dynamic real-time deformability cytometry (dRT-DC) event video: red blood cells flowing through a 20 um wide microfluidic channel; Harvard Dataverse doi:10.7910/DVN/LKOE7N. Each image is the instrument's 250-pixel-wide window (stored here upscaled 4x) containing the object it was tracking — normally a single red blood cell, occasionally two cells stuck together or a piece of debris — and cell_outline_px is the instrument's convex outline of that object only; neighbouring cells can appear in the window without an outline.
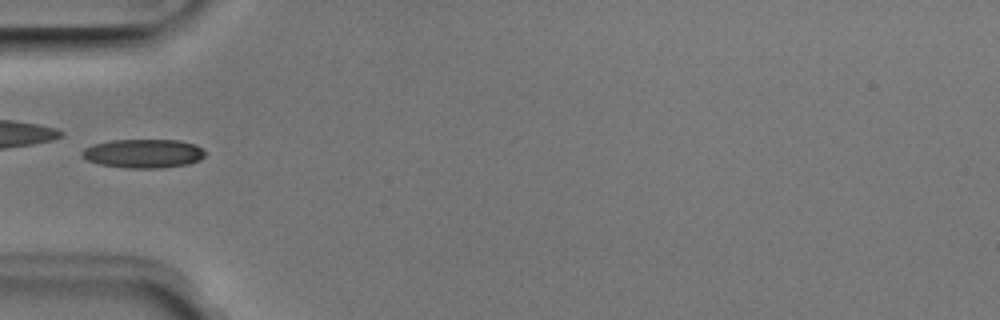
{"species": "Egyptian fruit bat (a non-hibernating species)", "species_latin": "Rousettus aegyptiacus", "temperature_condition": "room temperature", "stored_images_in_passage": 6, "camera_frame_rate_fps": 3000, "um_per_image_px": 0.085, "animal": {"sex": "male"}, "frame": {"image": 1, "passage_image": 6, "time_ms": 1.667, "image_size_px": [1000, 320], "cell_outline_px": [[204, 156], [200, 160], [188, 164], [164, 168], [128, 168], [100, 164], [88, 160], [80, 156], [80, 152], [84, 148], [92, 144], [112, 140], [176, 140], [196, 144], [204, 152]], "centroid_in_image_um": [12.16, 13.05], "position_along_channel_um": 72.8, "area_um2": 20.75}}